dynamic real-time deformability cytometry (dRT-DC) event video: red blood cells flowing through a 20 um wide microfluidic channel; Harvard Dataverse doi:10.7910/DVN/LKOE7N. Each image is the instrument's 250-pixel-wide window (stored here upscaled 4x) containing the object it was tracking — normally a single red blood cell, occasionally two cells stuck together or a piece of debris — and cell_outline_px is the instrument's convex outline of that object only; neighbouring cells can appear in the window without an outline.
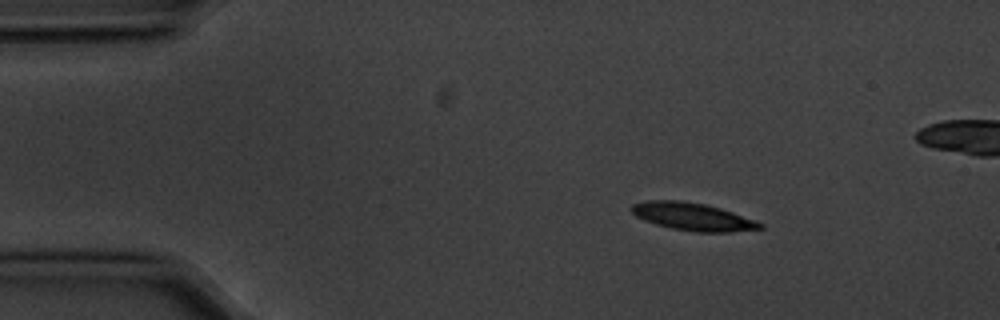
{"species": "common noctule bat (a hibernating species)", "species_latin": "Nyctalus noctula", "temperature_condition": "cold", "stored_images_in_passage": 4, "camera_frame_rate_fps": 3000, "um_per_image_px": 0.085, "animal": {"sex": "male", "body_mass_g": 20.1, "forearm_length_mm": 53.5}, "frame": {"image": 1, "passage_image": 1, "time_ms": 0.0, "image_size_px": [1000, 320], "cell_outline_px": [[764, 228], [732, 232], [696, 232], [672, 228], [656, 224], [644, 220], [636, 216], [632, 212], [632, 204], [648, 200], [680, 200], [704, 204], [720, 208], [756, 220], [764, 224]], "centroid_in_image_um": [58.91, 18.42], "position_along_channel_um": 26.1, "area_um2": 20.63}}